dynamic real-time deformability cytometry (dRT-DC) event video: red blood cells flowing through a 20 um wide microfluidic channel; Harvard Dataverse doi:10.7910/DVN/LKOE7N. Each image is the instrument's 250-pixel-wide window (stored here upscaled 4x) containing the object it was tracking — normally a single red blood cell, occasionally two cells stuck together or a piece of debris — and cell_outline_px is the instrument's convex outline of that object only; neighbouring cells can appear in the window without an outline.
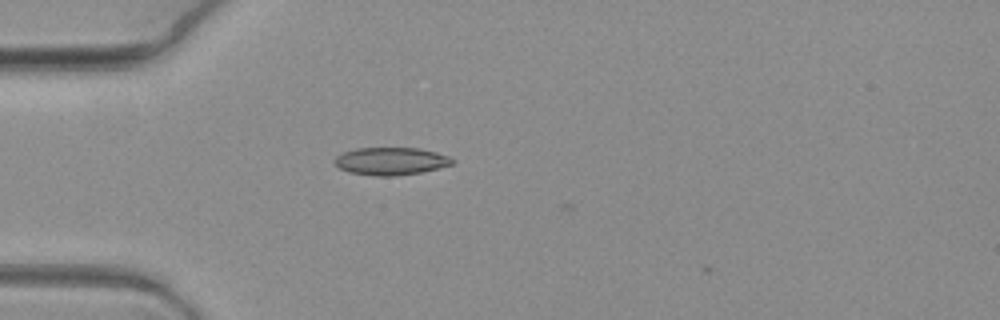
{"species": "common noctule bat (a hibernating species)", "species_latin": "Nyctalus noctula", "temperature_condition": "warm", "stored_images_in_passage": 6, "camera_frame_rate_fps": 3000, "um_per_image_px": 0.085, "animal": {"sex": "female", "body_mass_g": 19.3, "forearm_length_mm": 54.1}, "frame": {"image": 1, "passage_image": 5, "time_ms": 1.333, "image_size_px": [1000, 320], "cell_outline_px": [[456, 160], [452, 164], [420, 172], [392, 176], [376, 176], [348, 172], [340, 168], [332, 160], [336, 156], [344, 152], [356, 148], [420, 148], [436, 152], [448, 156]], "centroid_in_image_um": [33.2, 13.69], "position_along_channel_um": 51.8, "area_um2": 18.84}}